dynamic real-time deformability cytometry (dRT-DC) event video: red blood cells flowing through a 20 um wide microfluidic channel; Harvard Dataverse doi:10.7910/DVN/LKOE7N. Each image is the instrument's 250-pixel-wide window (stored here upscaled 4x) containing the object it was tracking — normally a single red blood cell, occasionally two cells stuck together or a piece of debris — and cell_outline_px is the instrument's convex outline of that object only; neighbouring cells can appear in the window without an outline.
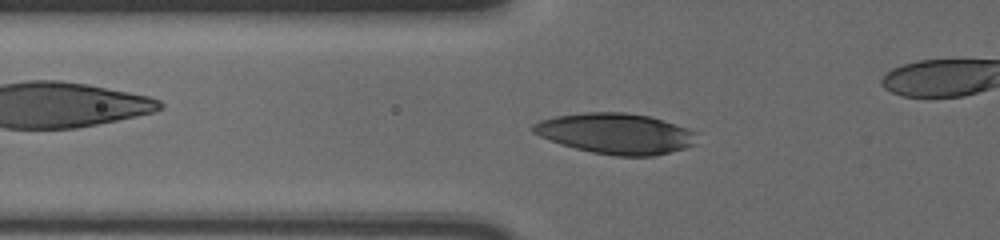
{"species": "human", "species_latin": "Homo sapiens", "temperature_condition": "cold", "stored_images_in_passage": 34, "camera_frame_rate_fps": 3000, "um_per_image_px": 0.085, "donor": {"sex": "male"}, "frame": {"image": 1, "passage_image": 3, "time_ms": 0.667, "image_size_px": [1000, 240], "cell_outline_px": [[696, 144], [684, 148], [652, 156], [616, 156], [592, 152], [560, 144], [548, 140], [532, 132], [528, 128], [532, 124], [540, 120], [556, 116], [584, 112], [624, 112], [648, 116], [664, 120], [688, 128], [696, 132]], "centroid_in_image_um": [52.31, 11.34], "position_along_channel_um": 73.5, "area_um2": 38.9}}
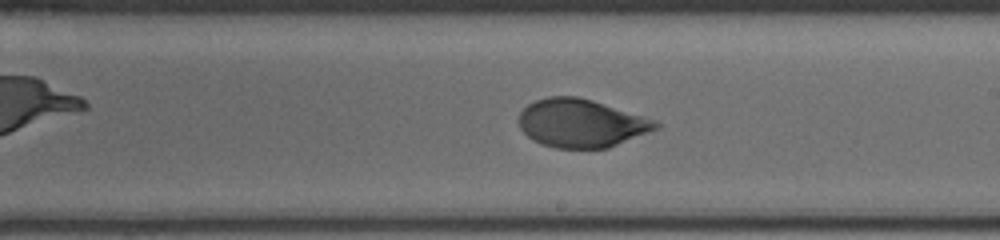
{"frame": {"image": 2, "passage_image": 17, "time_ms": 5.333, "image_size_px": [1000, 240], "cell_outline_px": [[664, 124], [660, 128], [608, 148], [556, 148], [540, 144], [532, 140], [520, 128], [520, 112], [528, 104], [536, 100], [548, 96], [576, 96], [592, 100], [656, 120]], "centroid_in_image_um": [49.43, 10.48], "position_along_channel_um": 239.6, "area_um2": 38.49}}
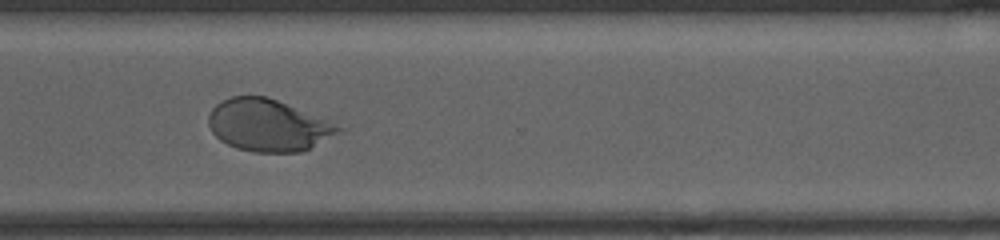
{"frame": {"image": 3, "passage_image": 26, "time_ms": 8.333, "image_size_px": [1000, 240], "cell_outline_px": [[348, 128], [300, 152], [252, 152], [236, 148], [220, 140], [212, 132], [208, 124], [208, 116], [212, 108], [216, 104], [232, 96], [268, 96]], "centroid_in_image_um": [22.79, 10.64], "position_along_channel_um": 347.8, "area_um2": 39.25}}